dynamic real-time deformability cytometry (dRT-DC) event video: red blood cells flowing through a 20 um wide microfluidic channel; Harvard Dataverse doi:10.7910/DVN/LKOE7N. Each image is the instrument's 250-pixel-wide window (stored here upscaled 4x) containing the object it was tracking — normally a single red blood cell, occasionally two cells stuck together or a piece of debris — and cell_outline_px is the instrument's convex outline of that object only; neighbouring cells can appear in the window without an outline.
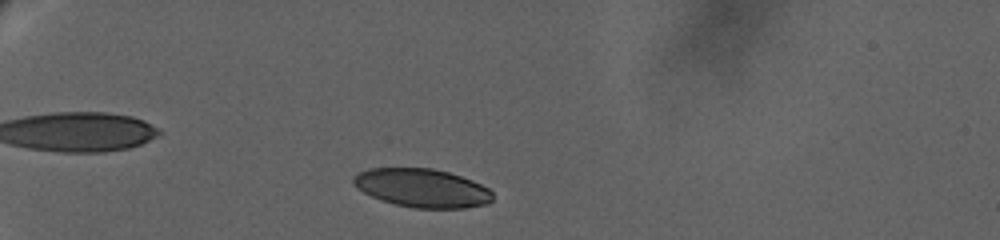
{"species": "human", "species_latin": "Homo sapiens", "temperature_condition": "warm", "stored_images_in_passage": 48, "camera_frame_rate_fps": 3000, "um_per_image_px": 0.085, "donor": {"sex": "female"}, "frame": {"image": 1, "passage_image": 9, "time_ms": 2.333, "image_size_px": [1000, 240], "cell_outline_px": [[492, 200], [488, 204], [464, 208], [416, 208], [396, 204], [380, 200], [356, 188], [352, 184], [352, 176], [368, 168], [432, 168], [448, 172], [472, 180], [488, 188], [492, 192]], "centroid_in_image_um": [35.85, 15.98], "position_along_channel_um": 49.1, "area_um2": 31.33}}
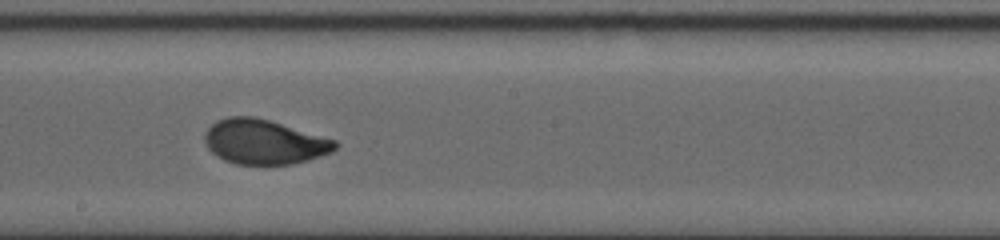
{"frame": {"image": 2, "passage_image": 29, "time_ms": 10.333, "image_size_px": [1000, 240], "cell_outline_px": [[340, 144], [332, 152], [308, 160], [292, 164], [236, 164], [224, 160], [216, 156], [208, 148], [204, 140], [204, 132], [216, 120], [228, 116], [256, 116], [336, 140]], "centroid_in_image_um": [22.44, 12.05], "position_along_channel_um": 225.8, "area_um2": 34.1}}
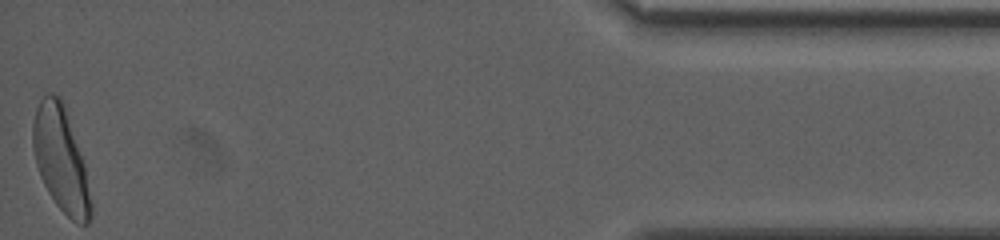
{"frame": {"image": 3, "passage_image": 48, "time_ms": 19.667, "image_size_px": [1000, 240], "cell_outline_px": [[92, 216], [88, 224], [76, 224], [56, 204], [48, 192], [40, 176], [36, 164], [32, 148], [32, 124], [36, 108], [40, 100], [48, 92], [52, 92], [60, 96], [64, 104], [84, 164], [92, 204]], "centroid_in_image_um": [5.15, 13.54], "position_along_channel_um": 430.0, "area_um2": 35.32}, "authors_computed_cell_mechanics": {"area_um2": 33.4084, "velocity_mm_per_s": 2.8743, "shape_relaxation_time_tau1_ms": 4.8556, "shape_relaxation_time_tau2_ms": null, "deformation_change_tau1": 0.1789, "deformation_change_tau2": null}}